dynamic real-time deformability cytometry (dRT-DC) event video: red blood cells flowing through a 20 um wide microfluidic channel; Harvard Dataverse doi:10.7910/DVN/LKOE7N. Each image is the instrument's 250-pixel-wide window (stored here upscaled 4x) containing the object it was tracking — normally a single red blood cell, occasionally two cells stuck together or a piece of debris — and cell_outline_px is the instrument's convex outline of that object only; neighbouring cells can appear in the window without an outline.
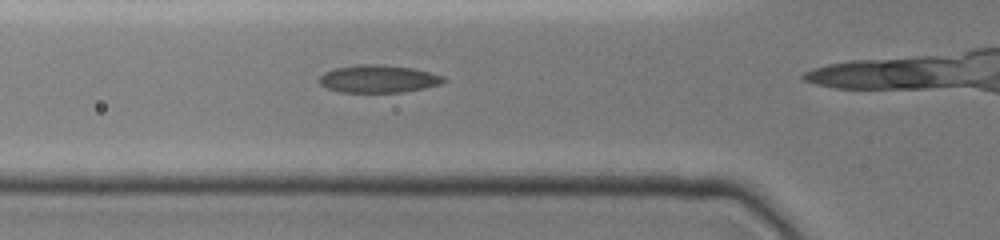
{"species": "common noctule bat (a hibernating species)", "species_latin": "Nyctalus noctula", "temperature_condition": "cold", "stored_images_in_passage": 4, "camera_frame_rate_fps": 3000, "um_per_image_px": 0.085, "animal": {"sex": "female", "body_mass_g": 19.0, "forearm_length_mm": 51.5}, "frame": {"image": 1, "passage_image": 3, "time_ms": 1.333, "image_size_px": [1000, 240], "cell_outline_px": [[448, 80], [440, 84], [424, 88], [404, 92], [340, 92], [328, 88], [320, 84], [316, 80], [324, 72], [332, 68], [356, 64], [380, 64], [412, 68], [444, 76]], "centroid_in_image_um": [32.12, 6.69], "position_along_channel_um": 93.7, "area_um2": 20.23}}